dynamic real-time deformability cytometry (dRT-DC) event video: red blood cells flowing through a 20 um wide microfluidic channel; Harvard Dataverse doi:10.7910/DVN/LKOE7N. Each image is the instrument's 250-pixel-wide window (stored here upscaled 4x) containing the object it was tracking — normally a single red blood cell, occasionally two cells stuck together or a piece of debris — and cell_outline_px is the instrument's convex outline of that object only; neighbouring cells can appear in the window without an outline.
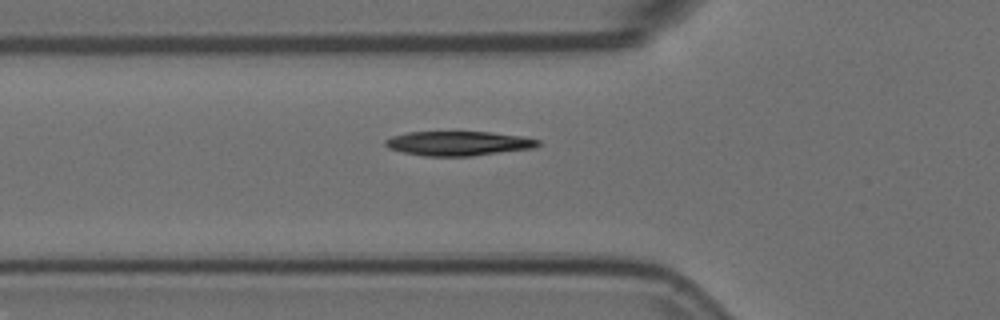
{"species": "Egyptian fruit bat (a non-hibernating species)", "species_latin": "Rousettus aegyptiacus", "temperature_condition": "room temperature", "stored_images_in_passage": 5, "camera_frame_rate_fps": 3000, "um_per_image_px": 0.085, "animal": {"sex": "female"}, "frame": {"image": 1, "passage_image": 5, "time_ms": 1.333, "image_size_px": [1000, 320], "cell_outline_px": [[540, 144], [536, 148], [472, 156], [424, 156], [404, 152], [388, 148], [384, 144], [384, 140], [392, 136], [408, 132], [492, 132], [524, 136], [540, 140]], "centroid_in_image_um": [39.0, 12.19], "position_along_channel_um": 86.8, "area_um2": 21.91}}